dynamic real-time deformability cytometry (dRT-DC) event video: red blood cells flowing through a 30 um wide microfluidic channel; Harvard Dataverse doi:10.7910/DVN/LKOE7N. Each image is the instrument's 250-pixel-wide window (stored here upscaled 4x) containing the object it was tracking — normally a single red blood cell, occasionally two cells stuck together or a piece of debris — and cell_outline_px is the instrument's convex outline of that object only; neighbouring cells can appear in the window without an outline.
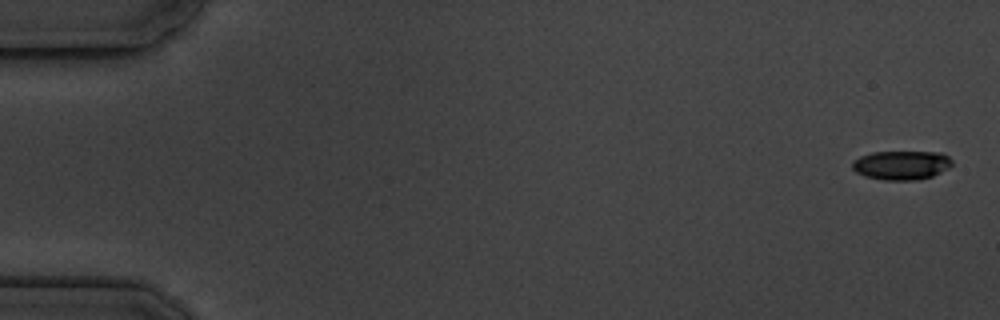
{"species": "common noctule bat (a hibernating species)", "species_latin": "Nyctalus noctula", "temperature_condition": "cold", "stored_images_in_passage": 10, "camera_frame_rate_fps": 3000, "um_per_image_px": 0.085, "animal": {"sex": "male", "body_mass_g": 19.5, "forearm_length_mm": 54.6}, "frame": {"image": 1, "passage_image": 1, "time_ms": 0.0, "image_size_px": [1000, 320], "cell_outline_px": [[952, 164], [948, 168], [932, 176], [916, 180], [884, 180], [864, 176], [856, 172], [852, 168], [852, 160], [860, 156], [872, 152], [940, 152], [948, 156], [952, 160]], "centroid_in_image_um": [76.6, 14.03], "position_along_channel_um": 8.4, "area_um2": 16.94}}
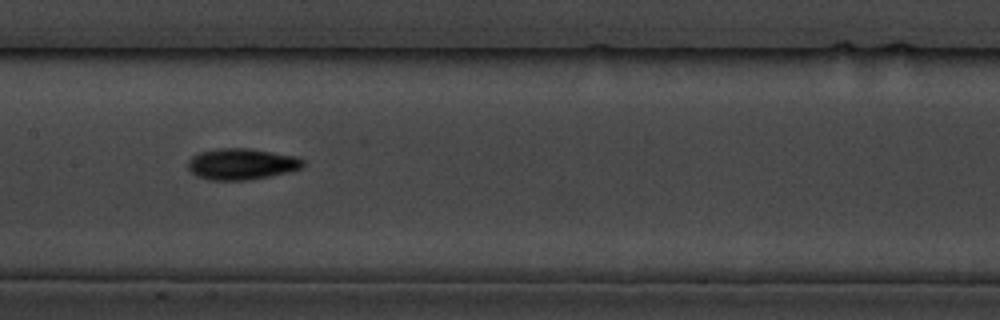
{"frame": {"image": 2, "passage_image": 9, "time_ms": 9.0, "image_size_px": [1000, 320], "cell_outline_px": [[304, 168], [288, 172], [248, 180], [208, 180], [196, 176], [188, 168], [188, 160], [192, 156], [200, 152], [216, 148], [252, 148], [296, 156], [304, 160]], "centroid_in_image_um": [20.54, 13.93], "position_along_channel_um": 186.9, "area_um2": 21.15}}